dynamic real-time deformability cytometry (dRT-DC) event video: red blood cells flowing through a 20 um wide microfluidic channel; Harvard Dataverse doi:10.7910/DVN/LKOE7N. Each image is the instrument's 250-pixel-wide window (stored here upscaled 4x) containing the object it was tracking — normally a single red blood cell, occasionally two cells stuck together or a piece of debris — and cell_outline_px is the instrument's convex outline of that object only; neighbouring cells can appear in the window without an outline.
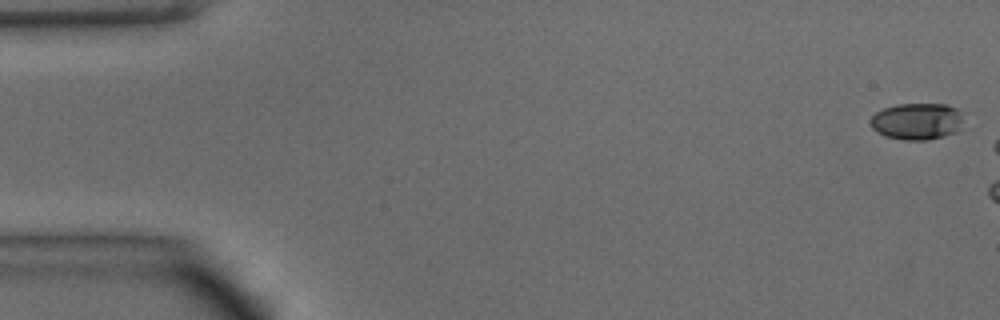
{"species": "common noctule bat (a hibernating species)", "species_latin": "Nyctalus noctula", "temperature_condition": "warm", "stored_images_in_passage": 7, "camera_frame_rate_fps": 3000, "um_per_image_px": 0.085, "animal": {"sex": "male", "body_mass_g": 15.6}, "frame": {"image": 1, "passage_image": 1, "time_ms": 0.0, "image_size_px": [1000, 320], "cell_outline_px": [[968, 128], [944, 136], [928, 140], [904, 140], [884, 136], [876, 132], [872, 128], [872, 116], [876, 112], [884, 108], [896, 104], [944, 104], [956, 108], [960, 112]], "centroid_in_image_um": [78.03, 10.33], "position_along_channel_um": 7.0, "area_um2": 20.35}}